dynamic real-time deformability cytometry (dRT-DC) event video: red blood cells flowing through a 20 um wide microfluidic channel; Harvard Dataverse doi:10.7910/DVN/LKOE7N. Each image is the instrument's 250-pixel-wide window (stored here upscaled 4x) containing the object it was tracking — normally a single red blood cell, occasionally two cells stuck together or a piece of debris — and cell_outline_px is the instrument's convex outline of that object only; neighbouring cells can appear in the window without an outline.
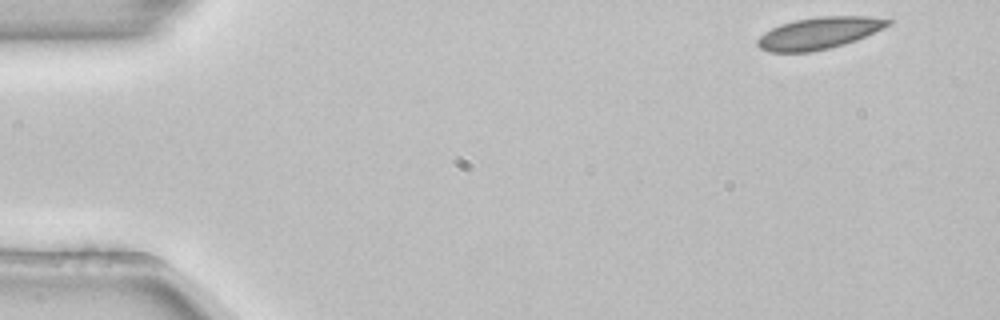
{"species": "common noctule bat (a hibernating species)", "species_latin": "Nyctalus noctula", "temperature_condition": "room temperature", "stored_images_in_passage": 50, "camera_frame_rate_fps": 3000, "um_per_image_px": 0.085, "animal": {"sex": "female", "body_mass_g": 22.7, "forearm_length_mm": 54.2}, "frame": {"image": 1, "passage_image": 1, "time_ms": 0.0, "image_size_px": [1000, 320], "cell_outline_px": [[892, 24], [884, 28], [856, 40], [844, 44], [828, 48], [808, 52], [768, 52], [760, 48], [756, 44], [756, 40], [764, 32], [780, 24], [796, 20], [820, 16], [868, 16], [892, 20]], "centroid_in_image_um": [69.61, 2.81], "position_along_channel_um": 15.4, "area_um2": 24.16}}
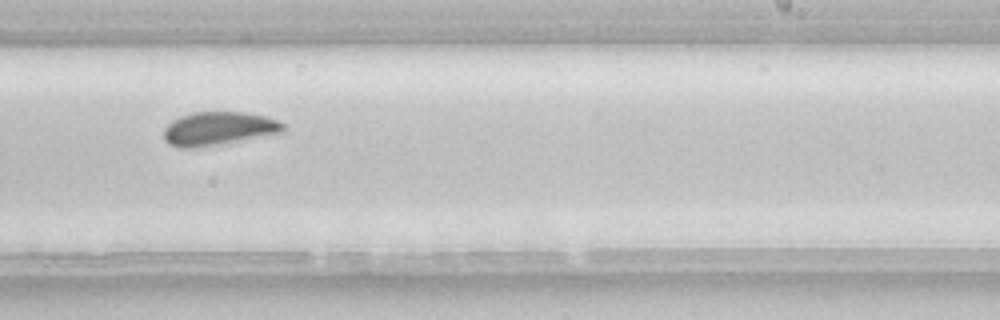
{"frame": {"image": 2, "passage_image": 30, "time_ms": 9.667, "image_size_px": [1000, 320], "cell_outline_px": [[284, 132], [196, 148], [180, 148], [164, 140], [164, 128], [172, 120], [180, 116], [192, 112], [244, 112], [264, 116], [276, 120], [284, 124]], "centroid_in_image_um": [18.55, 10.92], "position_along_channel_um": 270.5, "area_um2": 23.06}}
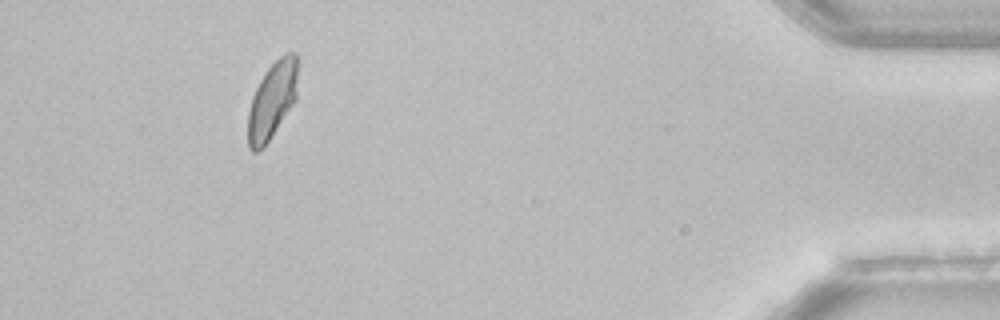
{"frame": {"image": 3, "passage_image": 46, "time_ms": 15.0, "image_size_px": [1000, 320], "cell_outline_px": [[296, 100], [268, 140], [256, 152], [252, 152], [248, 148], [248, 112], [252, 96], [260, 80], [268, 68], [284, 52], [296, 52]], "centroid_in_image_um": [23.11, 8.51], "position_along_channel_um": 412.1, "area_um2": 21.85}, "authors_computed_cell_mechanics": {"area_um2": 24.1315, "velocity_mm_per_s": 3.8327, "shape_relaxation_time_tau1_ms": 5.4388, "shape_relaxation_time_tau2_ms": null, "deformation_change_tau1": 0.0917, "deformation_change_tau2": null}}